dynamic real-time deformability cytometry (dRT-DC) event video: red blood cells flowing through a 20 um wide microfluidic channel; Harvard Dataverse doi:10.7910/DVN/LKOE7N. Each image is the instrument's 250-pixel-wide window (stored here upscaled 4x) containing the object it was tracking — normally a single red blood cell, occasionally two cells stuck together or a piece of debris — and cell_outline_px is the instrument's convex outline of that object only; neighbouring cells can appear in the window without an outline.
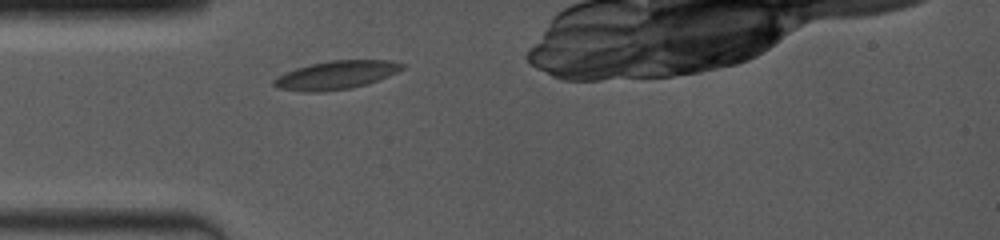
{"species": "common noctule bat (a hibernating species)", "species_latin": "Nyctalus noctula", "temperature_condition": "room temperature", "stored_images_in_passage": 35, "camera_frame_rate_fps": 4000, "um_per_image_px": 0.085, "animal": {"sex": "female", "body_mass_g": 19.0, "forearm_length_mm": 53.3}, "frame": {"image": 1, "passage_image": 1, "time_ms": 0.0, "image_size_px": [1000, 240], "cell_outline_px": [[404, 68], [388, 76], [368, 84], [352, 88], [324, 92], [304, 92], [276, 88], [272, 84], [272, 80], [276, 76], [284, 72], [296, 68], [312, 64], [332, 60], [388, 60], [404, 64]], "centroid_in_image_um": [28.52, 6.39], "position_along_channel_um": 56.5, "area_um2": 21.39}}
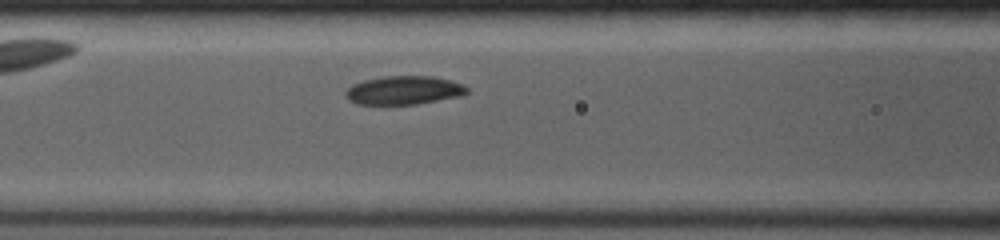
{"frame": {"image": 2, "passage_image": 7, "time_ms": 2.0, "image_size_px": [1000, 240], "cell_outline_px": [[468, 92], [464, 96], [416, 104], [356, 104], [348, 100], [344, 96], [344, 92], [352, 84], [364, 80], [384, 76], [432, 76], [464, 84], [468, 88]], "centroid_in_image_um": [34.33, 7.68], "position_along_channel_um": 132.3, "area_um2": 20.4}}
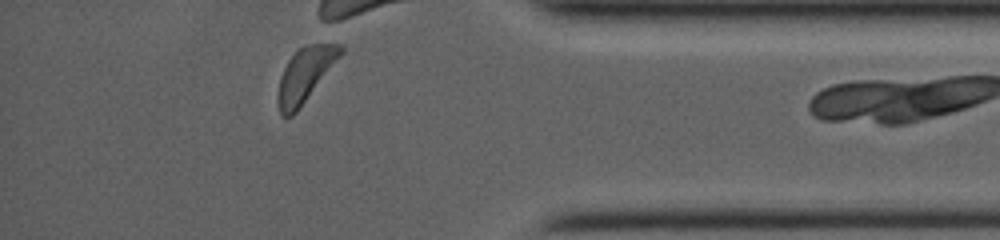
{"frame": {"image": 3, "passage_image": 31, "time_ms": 9.25, "image_size_px": [1000, 240], "cell_outline_px": [[344, 52], [296, 112], [292, 116], [280, 116], [276, 100], [276, 96], [280, 76], [288, 60], [304, 44], [340, 44], [344, 48]], "centroid_in_image_um": [25.9, 6.37], "position_along_channel_um": 409.3, "area_um2": 19.71}}